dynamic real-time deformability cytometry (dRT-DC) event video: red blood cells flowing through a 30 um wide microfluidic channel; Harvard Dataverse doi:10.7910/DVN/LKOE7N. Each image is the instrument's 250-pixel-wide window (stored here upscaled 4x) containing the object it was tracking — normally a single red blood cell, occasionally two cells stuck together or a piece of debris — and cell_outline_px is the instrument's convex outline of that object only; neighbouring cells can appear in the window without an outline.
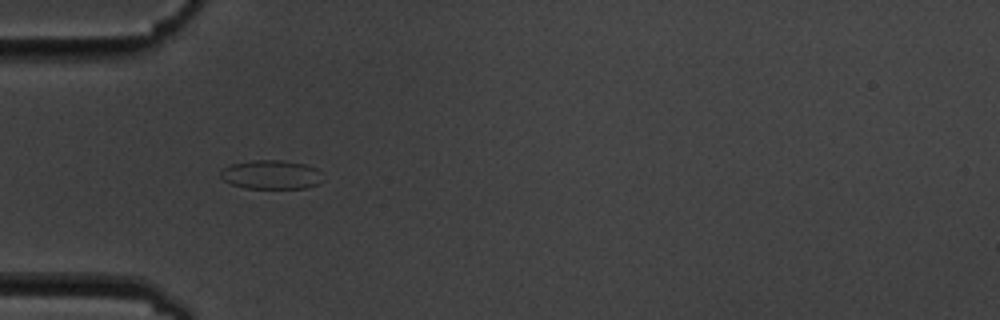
{"species": "common noctule bat (a hibernating species)", "species_latin": "Nyctalus noctula", "temperature_condition": "cold", "stored_images_in_passage": 9, "camera_frame_rate_fps": 3000, "um_per_image_px": 0.085, "animal": {"sex": "male", "body_mass_g": 19.5, "forearm_length_mm": 54.6}, "frame": {"image": 1, "passage_image": 1, "time_ms": 0.0, "image_size_px": [1000, 320], "cell_outline_px": [[324, 180], [320, 184], [308, 188], [244, 188], [232, 184], [224, 180], [220, 176], [220, 172], [224, 168], [232, 164], [252, 160], [284, 160], [304, 164], [316, 168], [320, 172]], "centroid_in_image_um": [23.1, 14.85], "position_along_channel_um": 61.9, "area_um2": 17.4}}
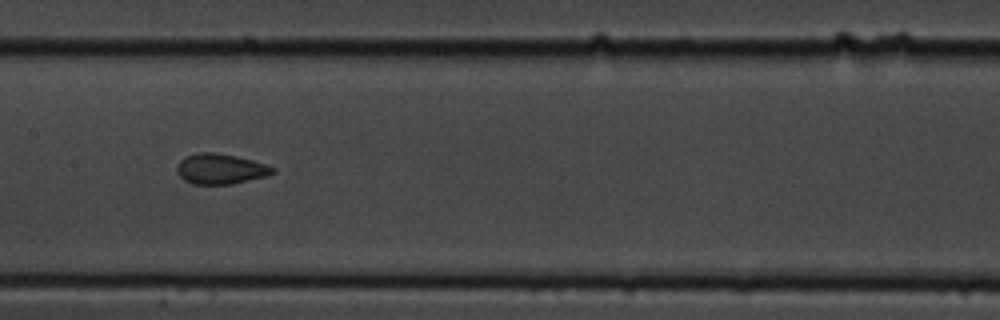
{"frame": {"image": 2, "passage_image": 4, "time_ms": 3.667, "image_size_px": [1000, 320], "cell_outline_px": [[276, 172], [264, 176], [232, 184], [192, 184], [184, 180], [176, 172], [176, 168], [180, 160], [184, 156], [196, 152], [216, 152], [236, 156], [252, 160], [276, 168]], "centroid_in_image_um": [18.7, 14.34], "position_along_channel_um": 188.7, "area_um2": 16.99}}
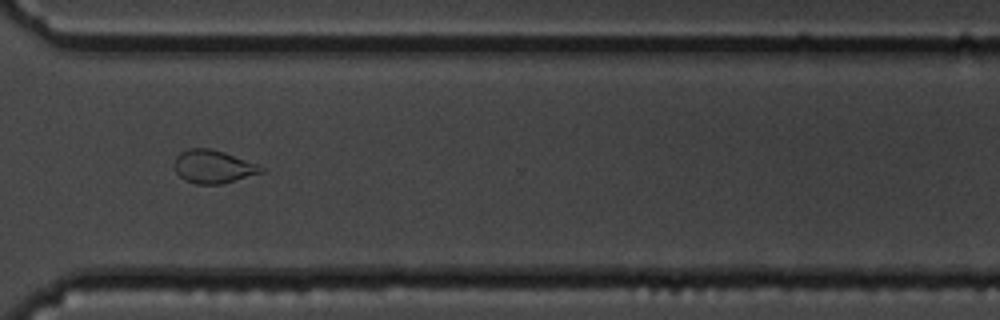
{"frame": {"image": 3, "passage_image": 8, "time_ms": 8.333, "image_size_px": [1000, 320], "cell_outline_px": [[264, 172], [220, 184], [196, 184], [184, 180], [176, 172], [176, 156], [180, 152], [188, 148], [212, 148], [224, 152], [256, 164], [264, 168]], "centroid_in_image_um": [18.11, 14.16], "position_along_channel_um": 352.5, "area_um2": 16.53}}